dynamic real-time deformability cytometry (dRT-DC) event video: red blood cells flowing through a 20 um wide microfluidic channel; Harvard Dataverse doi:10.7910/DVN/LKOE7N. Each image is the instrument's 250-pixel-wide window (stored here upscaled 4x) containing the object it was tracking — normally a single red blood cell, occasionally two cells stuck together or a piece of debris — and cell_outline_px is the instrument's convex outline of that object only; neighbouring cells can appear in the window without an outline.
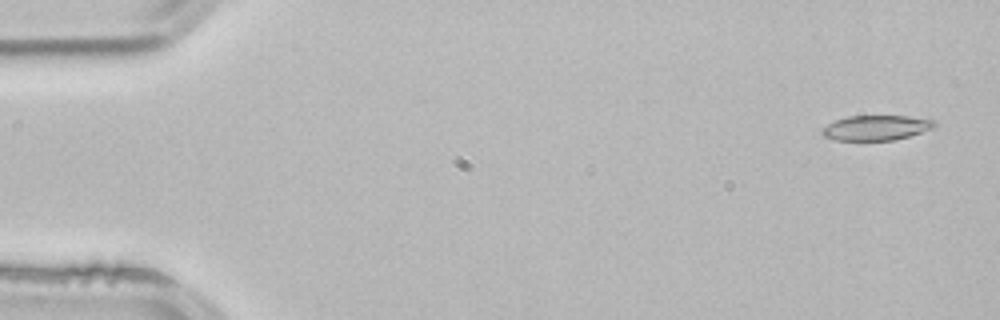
{"species": "common noctule bat (a hibernating species)", "species_latin": "Nyctalus noctula", "temperature_condition": "room temperature", "stored_images_in_passage": 3, "camera_frame_rate_fps": 3000, "um_per_image_px": 0.085, "animal": {"sex": "male", "body_mass_g": 21.5, "forearm_length_mm": 52.0}, "frame": {"image": 1, "passage_image": 1, "time_ms": 0.0, "image_size_px": [1000, 320], "cell_outline_px": [[936, 128], [908, 136], [892, 140], [836, 140], [824, 136], [820, 132], [820, 128], [836, 120], [848, 116], [908, 116], [936, 120]], "centroid_in_image_um": [74.49, 10.85], "position_along_channel_um": 10.5, "area_um2": 16.42}}
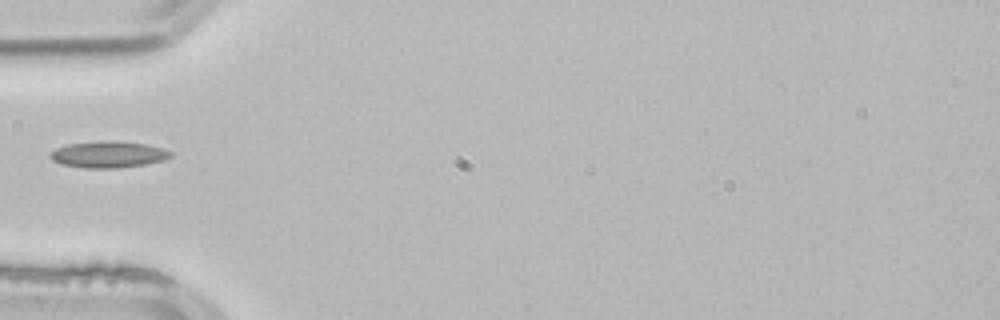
{"frame": {"image": 2, "passage_image": 3, "time_ms": 0.667, "image_size_px": [1000, 320], "cell_outline_px": [[172, 156], [164, 160], [144, 164], [116, 168], [84, 168], [60, 164], [52, 160], [48, 156], [56, 148], [68, 144], [100, 140], [116, 140], [144, 144], [164, 148], [172, 152]], "centroid_in_image_um": [9.19, 13.12], "position_along_channel_um": 75.8, "area_um2": 18.73}}